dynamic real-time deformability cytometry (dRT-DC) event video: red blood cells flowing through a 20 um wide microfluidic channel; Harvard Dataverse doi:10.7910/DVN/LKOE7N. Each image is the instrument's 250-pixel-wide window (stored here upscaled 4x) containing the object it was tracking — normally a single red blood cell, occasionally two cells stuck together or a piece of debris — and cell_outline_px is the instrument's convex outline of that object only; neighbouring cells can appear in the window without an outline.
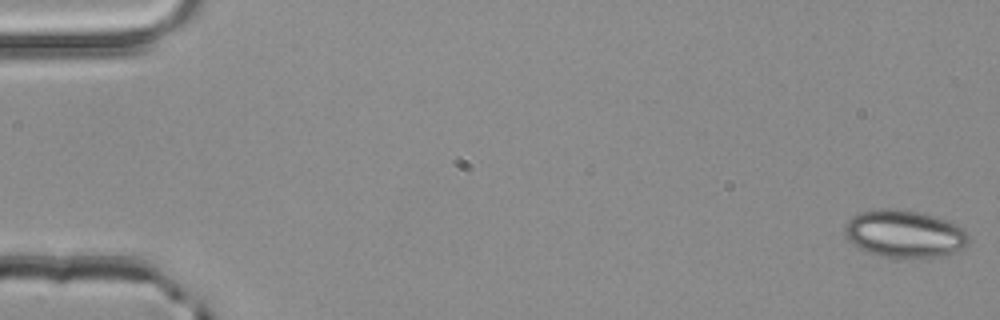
{"species": "common noctule bat (a hibernating species)", "species_latin": "Nyctalus noctula", "temperature_condition": "room temperature", "stored_images_in_passage": 53, "segment_of_instrument_passage": [1, 2], "camera_frame_rate_fps": 3000, "um_per_image_px": 0.085, "animal": {"sex": "male", "body_mass_g": 20.4}, "frame": {"image": 1, "passage_image": 1, "time_ms": 0.0, "image_size_px": [1000, 320], "cell_outline_px": [[968, 244], [952, 252], [940, 256], [884, 256], [868, 252], [860, 248], [848, 240], [844, 236], [844, 228], [848, 220], [852, 216], [860, 212], [880, 208], [888, 208], [916, 212], [936, 216], [956, 224], [964, 228], [968, 236]], "centroid_in_image_um": [76.85, 19.84], "position_along_channel_um": 8.2, "area_um2": 33.64}}
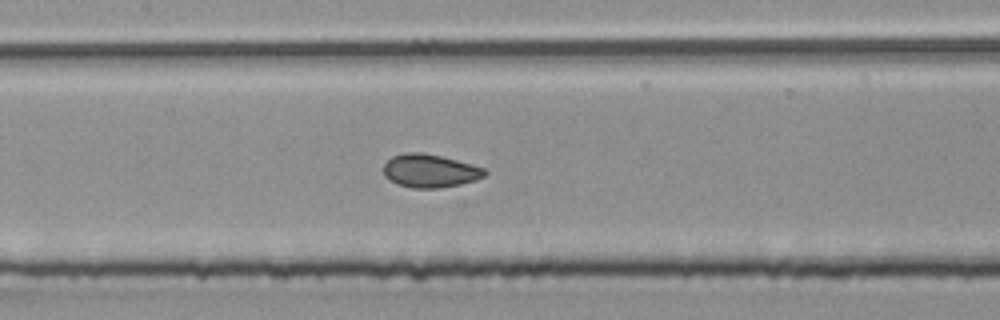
{"frame": {"image": 2, "passage_image": 25, "time_ms": 8.0, "image_size_px": [1000, 320], "cell_outline_px": [[488, 172], [484, 176], [476, 180], [460, 184], [440, 188], [412, 188], [396, 184], [384, 176], [384, 164], [392, 156], [404, 152], [420, 152], [440, 156], [456, 160], [484, 168]], "centroid_in_image_um": [36.52, 14.52], "position_along_channel_um": 170.9, "area_um2": 19.59}}
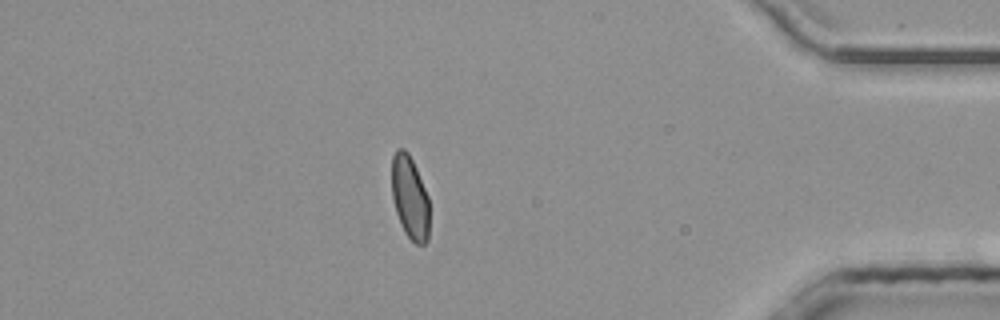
{"frame": {"image": 3, "passage_image": 45, "time_ms": 14.667, "image_size_px": [1000, 320], "cell_outline_px": [[428, 240], [424, 244], [416, 244], [404, 232], [396, 212], [392, 196], [392, 156], [396, 148], [404, 148], [408, 152], [416, 168], [428, 196]], "centroid_in_image_um": [34.82, 16.76], "position_along_channel_um": 400.4, "area_um2": 18.15}}